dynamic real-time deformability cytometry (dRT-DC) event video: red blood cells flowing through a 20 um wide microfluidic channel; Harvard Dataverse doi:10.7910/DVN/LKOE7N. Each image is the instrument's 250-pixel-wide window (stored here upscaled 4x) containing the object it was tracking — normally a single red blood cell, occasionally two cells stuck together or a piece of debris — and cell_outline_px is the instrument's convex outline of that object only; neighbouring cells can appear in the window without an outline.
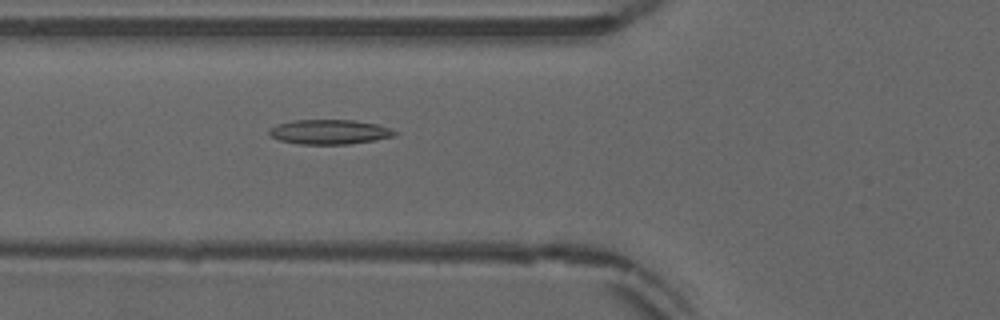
{"species": "common noctule bat (a hibernating species)", "species_latin": "Nyctalus noctula", "temperature_condition": "warm", "stored_images_in_passage": 53, "camera_frame_rate_fps": 3000, "um_per_image_px": 0.085, "animal": {"sex": "male", "forearm_length_mm": 52.5}, "frame": {"image": 1, "passage_image": 20, "time_ms": 6.333, "image_size_px": [1000, 320], "cell_outline_px": [[396, 136], [376, 140], [348, 144], [300, 144], [280, 140], [272, 136], [268, 132], [268, 128], [276, 124], [292, 120], [356, 120], [376, 124], [392, 128], [396, 132]], "centroid_in_image_um": [28.01, 11.2], "position_along_channel_um": 97.8, "area_um2": 18.15}}
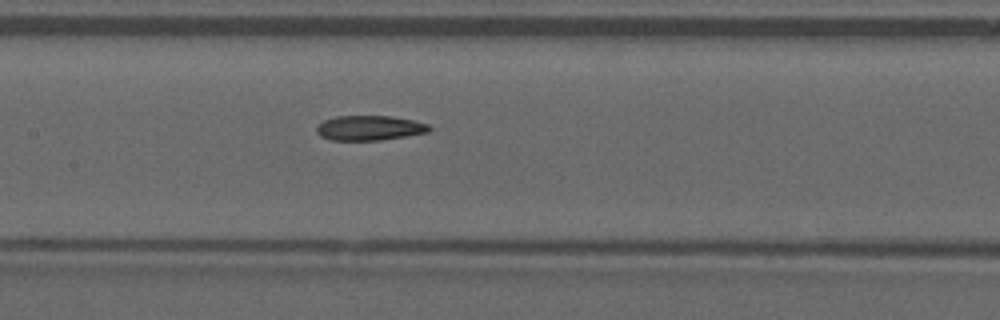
{"frame": {"image": 2, "passage_image": 26, "time_ms": 8.333, "image_size_px": [1000, 320], "cell_outline_px": [[432, 128], [428, 132], [380, 140], [332, 140], [320, 136], [316, 132], [316, 128], [324, 120], [336, 116], [392, 116], [412, 120], [428, 124]], "centroid_in_image_um": [31.4, 10.87], "position_along_channel_um": 176.0, "area_um2": 16.18}}
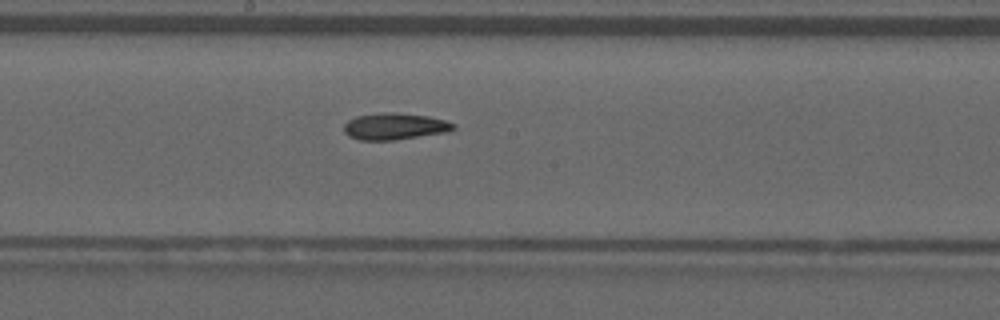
{"frame": {"image": 3, "passage_image": 29, "time_ms": 9.333, "image_size_px": [1000, 320], "cell_outline_px": [[456, 128], [448, 132], [392, 140], [360, 140], [348, 136], [344, 132], [344, 124], [348, 120], [356, 116], [380, 112], [392, 112], [428, 116], [444, 120], [456, 124]], "centroid_in_image_um": [33.54, 10.74], "position_along_channel_um": 214.7, "area_um2": 17.05}, "authors_computed_cell_mechanics": {"area_um2": 17.051, "velocity_mm_per_s": 3.8849, "shape_relaxation_time_tau1_ms": null, "shape_relaxation_time_tau2_ms": 6.5777, "deformation_change_tau1": null, "deformation_change_tau2": 0.1569}}